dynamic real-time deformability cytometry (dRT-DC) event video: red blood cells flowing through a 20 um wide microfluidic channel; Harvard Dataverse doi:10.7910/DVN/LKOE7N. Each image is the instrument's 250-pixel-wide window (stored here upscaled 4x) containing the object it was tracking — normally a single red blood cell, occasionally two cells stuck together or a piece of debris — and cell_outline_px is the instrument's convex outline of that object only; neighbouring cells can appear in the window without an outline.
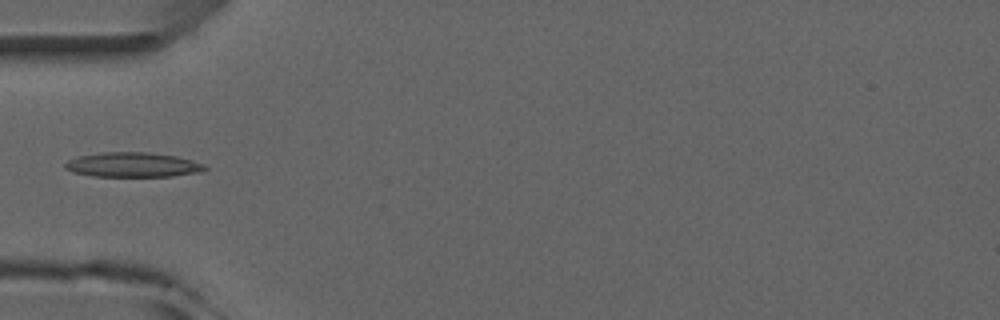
{"species": "common noctule bat (a hibernating species)", "species_latin": "Nyctalus noctula", "temperature_condition": "room temperature", "stored_images_in_passage": 4, "camera_frame_rate_fps": 3000, "um_per_image_px": 0.085, "animal": {"sex": "male", "forearm_length_mm": 52.5}, "frame": {"image": 1, "passage_image": 3, "time_ms": 3.333, "image_size_px": [1000, 320], "cell_outline_px": [[208, 168], [200, 172], [172, 176], [92, 176], [72, 172], [64, 168], [64, 164], [68, 160], [80, 156], [100, 152], [148, 152], [176, 156], [192, 160], [204, 164]], "centroid_in_image_um": [11.28, 14.0], "position_along_channel_um": 73.7, "area_um2": 20.11}}
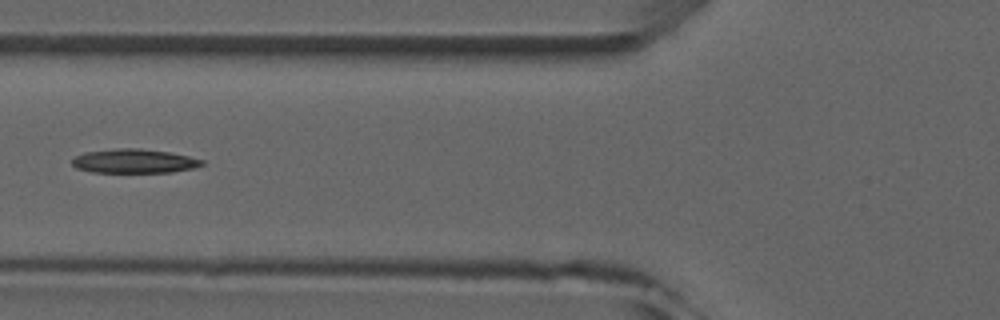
{"frame": {"image": 2, "passage_image": 4, "time_ms": 4.333, "image_size_px": [1000, 320], "cell_outline_px": [[204, 164], [192, 168], [172, 172], [92, 172], [76, 168], [72, 164], [72, 156], [84, 152], [116, 148], [140, 148], [168, 152], [188, 156], [204, 160]], "centroid_in_image_um": [11.35, 13.68], "position_along_channel_um": 114.4, "area_um2": 18.26}}